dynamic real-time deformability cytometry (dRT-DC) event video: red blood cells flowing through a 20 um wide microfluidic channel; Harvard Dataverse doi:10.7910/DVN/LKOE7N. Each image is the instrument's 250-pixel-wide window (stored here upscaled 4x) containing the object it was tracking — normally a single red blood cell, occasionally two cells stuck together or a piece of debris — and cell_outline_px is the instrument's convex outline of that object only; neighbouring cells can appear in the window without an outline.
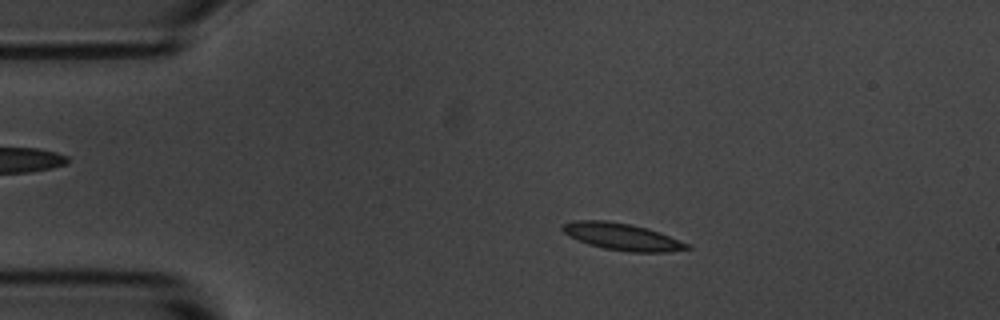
{"species": "common noctule bat (a hibernating species)", "species_latin": "Nyctalus noctula", "temperature_condition": "room temperature", "stored_images_in_passage": 55, "camera_frame_rate_fps": 3000, "um_per_image_px": 0.085, "animal": {"sex": "male", "body_mass_g": 20.1, "forearm_length_mm": 53.5}, "frame": {"image": 1, "passage_image": 10, "time_ms": 3.0, "image_size_px": [1000, 320], "cell_outline_px": [[692, 248], [668, 252], [628, 252], [604, 248], [588, 244], [568, 236], [560, 228], [564, 224], [572, 220], [604, 220], [628, 224], [648, 228], [660, 232], [688, 244]], "centroid_in_image_um": [52.86, 20.12], "position_along_channel_um": 32.1, "area_um2": 19.48}}
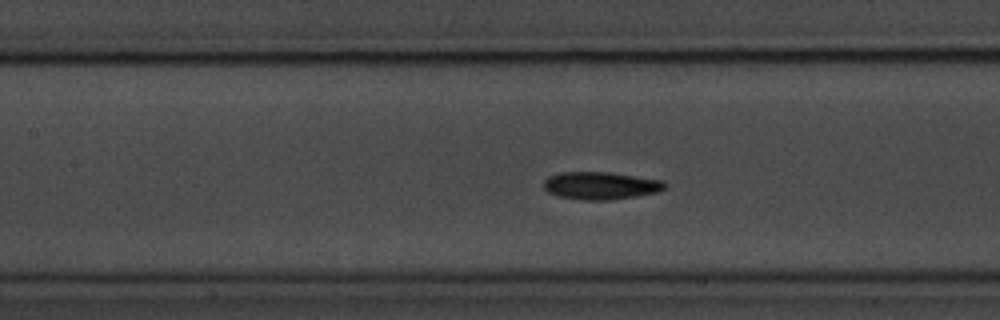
{"frame": {"image": 2, "passage_image": 24, "time_ms": 7.667, "image_size_px": [1000, 320], "cell_outline_px": [[664, 188], [660, 192], [612, 200], [584, 200], [560, 196], [548, 192], [544, 188], [544, 180], [548, 176], [560, 172], [608, 172], [660, 180], [664, 184]], "centroid_in_image_um": [51.02, 15.78], "position_along_channel_um": 156.4, "area_um2": 19.31}}
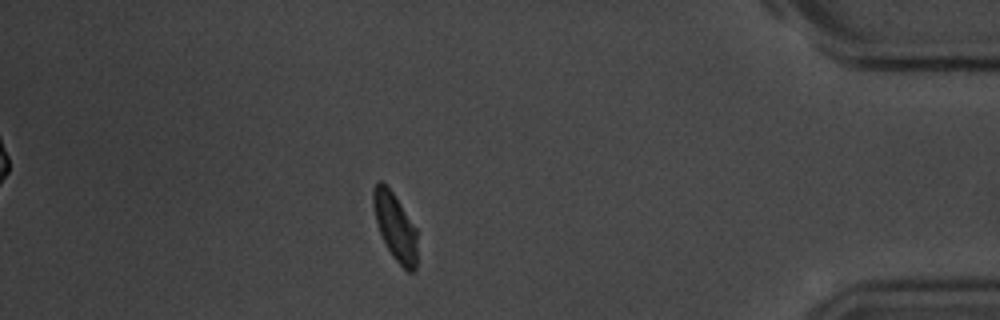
{"frame": {"image": 3, "passage_image": 48, "time_ms": 15.667, "image_size_px": [1000, 320], "cell_outline_px": [[416, 272], [408, 272], [392, 256], [380, 232], [376, 220], [372, 204], [372, 188], [376, 180], [380, 180], [392, 192], [416, 228]], "centroid_in_image_um": [33.57, 19.25], "position_along_channel_um": 401.6, "area_um2": 16.99}, "authors_computed_cell_mechanics": {"area_um2": 18.5538, "velocity_mm_per_s": 3.5962, "shape_relaxation_time_tau1_ms": 3.16, "shape_relaxation_time_tau2_ms": 4.4197, "deformation_change_tau1": 0.1165, "deformation_change_tau2": 0.0947}}